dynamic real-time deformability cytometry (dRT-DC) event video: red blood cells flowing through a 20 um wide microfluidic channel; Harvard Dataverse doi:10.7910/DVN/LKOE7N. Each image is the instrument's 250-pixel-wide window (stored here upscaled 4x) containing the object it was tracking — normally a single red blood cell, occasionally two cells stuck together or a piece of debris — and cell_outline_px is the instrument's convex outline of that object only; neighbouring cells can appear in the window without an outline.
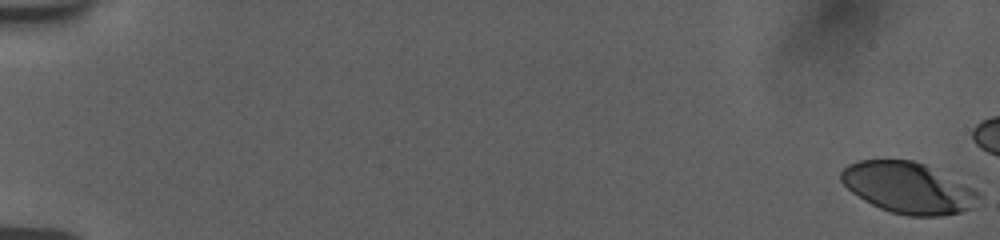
{"species": "human", "species_latin": "Homo sapiens", "temperature_condition": "room temperature", "stored_images_in_passage": 43, "camera_frame_rate_fps": 3000, "um_per_image_px": 0.085, "donor": {"sex": "female"}, "frame": {"image": 1, "passage_image": 1, "time_ms": 0.0, "image_size_px": [1000, 240], "cell_outline_px": [[980, 196], [972, 208], [960, 212], [940, 216], [908, 216], [892, 212], [880, 208], [864, 200], [852, 192], [840, 180], [840, 172], [848, 164], [860, 160], [912, 160], [924, 164], [980, 192]], "centroid_in_image_um": [77.17, 15.97], "position_along_channel_um": 7.8, "area_um2": 40.46}}
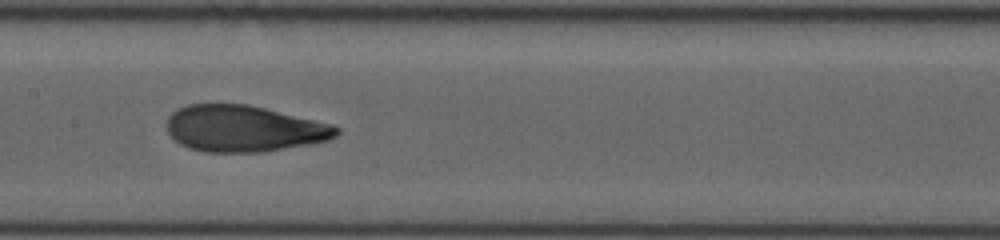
{"frame": {"image": 2, "passage_image": 26, "time_ms": 8.333, "image_size_px": [1000, 240], "cell_outline_px": [[340, 132], [336, 136], [328, 140], [308, 144], [260, 152], [204, 152], [188, 148], [180, 144], [168, 132], [168, 116], [176, 108], [188, 104], [248, 104], [332, 124], [340, 128]], "centroid_in_image_um": [20.71, 10.92], "position_along_channel_um": 186.7, "area_um2": 45.72}}
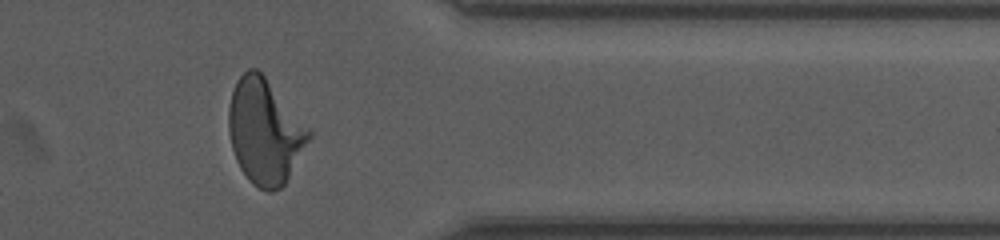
{"frame": {"image": 3, "passage_image": 41, "time_ms": 13.333, "image_size_px": [1000, 240], "cell_outline_px": [[312, 136], [284, 184], [280, 188], [272, 192], [268, 192], [252, 184], [248, 180], [240, 168], [236, 160], [232, 148], [228, 132], [228, 108], [232, 92], [236, 80], [248, 68], [256, 68], [264, 76], [312, 132]], "centroid_in_image_um": [22.48, 11.2], "position_along_channel_um": 388.9, "area_um2": 48.61}}